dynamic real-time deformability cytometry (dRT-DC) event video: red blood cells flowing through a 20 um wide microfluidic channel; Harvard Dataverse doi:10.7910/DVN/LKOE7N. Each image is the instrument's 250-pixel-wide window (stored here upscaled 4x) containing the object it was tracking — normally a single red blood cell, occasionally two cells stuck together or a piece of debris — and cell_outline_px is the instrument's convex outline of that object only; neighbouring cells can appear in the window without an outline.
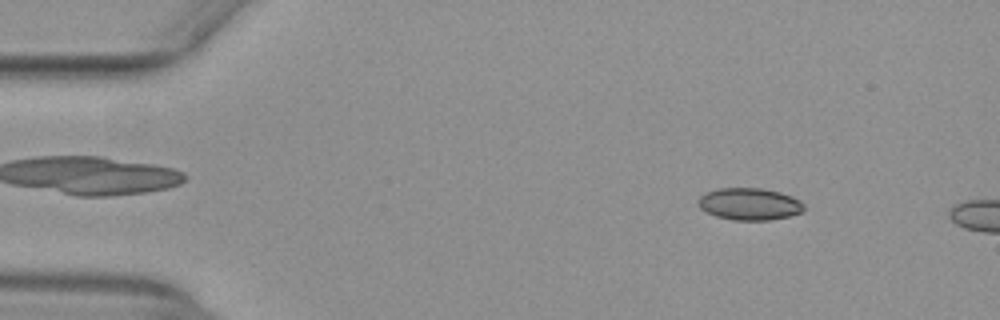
{"species": "common noctule bat (a hibernating species)", "species_latin": "Nyctalus noctula", "temperature_condition": "warm", "stored_images_in_passage": 8, "camera_frame_rate_fps": 3000, "um_per_image_px": 0.085, "animal": {"sex": "female", "body_mass_g": 29.2, "forearm_length_mm": 56.3}, "frame": {"image": 1, "passage_image": 4, "time_ms": 1.0, "image_size_px": [1000, 320], "cell_outline_px": [[804, 212], [788, 216], [768, 220], [732, 220], [716, 216], [700, 208], [696, 204], [696, 200], [704, 192], [716, 188], [760, 188], [780, 192], [792, 196], [800, 200], [804, 204]], "centroid_in_image_um": [63.68, 17.33], "position_along_channel_um": 21.3, "area_um2": 20.0}}